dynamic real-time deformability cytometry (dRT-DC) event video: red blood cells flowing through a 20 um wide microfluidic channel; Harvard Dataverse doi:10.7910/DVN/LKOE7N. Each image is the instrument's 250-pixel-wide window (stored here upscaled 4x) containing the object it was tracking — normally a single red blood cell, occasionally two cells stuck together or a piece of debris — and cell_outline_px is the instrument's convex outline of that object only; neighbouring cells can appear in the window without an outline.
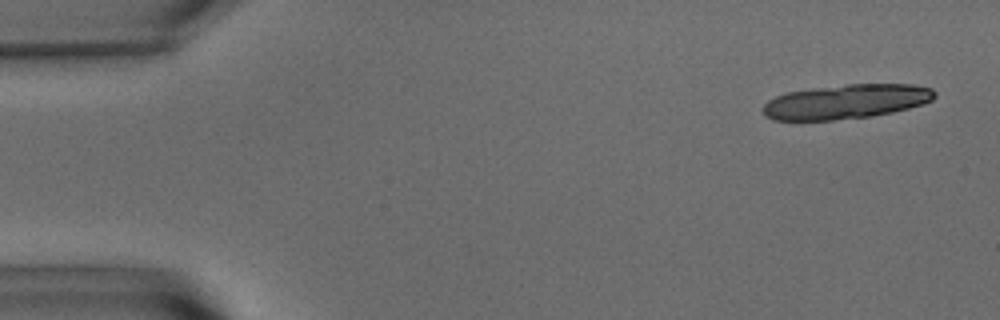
{"species": "common noctule bat (a hibernating species)", "species_latin": "Nyctalus noctula", "temperature_condition": "warm", "stored_images_in_passage": 19, "camera_frame_rate_fps": 3000, "um_per_image_px": 0.085, "animal": {"sex": "male", "body_mass_g": 15.6}, "frame": {"image": 1, "passage_image": 3, "time_ms": 0.667, "image_size_px": [1000, 320], "cell_outline_px": [[936, 96], [932, 100], [924, 104], [892, 112], [872, 116], [832, 120], [772, 120], [764, 116], [760, 108], [768, 100], [776, 96], [788, 92], [812, 88], [848, 84], [912, 84], [932, 88], [936, 92]], "centroid_in_image_um": [71.9, 8.64], "position_along_channel_um": 13.1, "area_um2": 34.68}}